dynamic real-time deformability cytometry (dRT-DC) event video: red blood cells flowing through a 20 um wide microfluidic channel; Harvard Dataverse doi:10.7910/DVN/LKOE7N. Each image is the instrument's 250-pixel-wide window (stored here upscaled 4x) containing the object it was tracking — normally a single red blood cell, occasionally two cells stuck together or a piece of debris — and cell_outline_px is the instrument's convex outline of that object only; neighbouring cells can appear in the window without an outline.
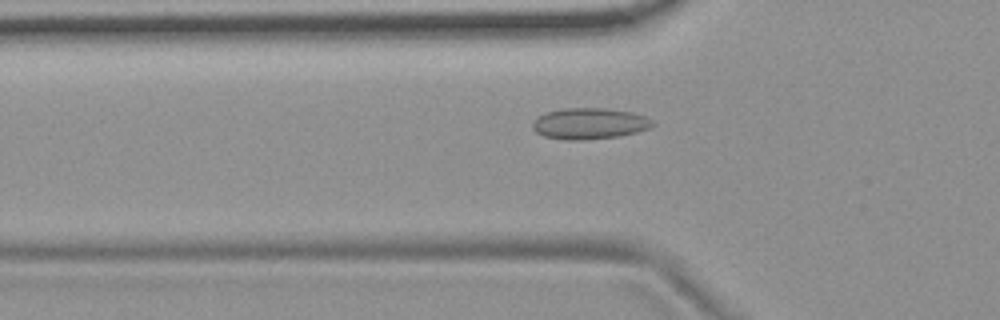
{"species": "common noctule bat (a hibernating species)", "species_latin": "Nyctalus noctula", "temperature_condition": "room temperature", "stored_images_in_passage": 46, "camera_frame_rate_fps": 3000, "um_per_image_px": 0.085, "animal": {"sex": "female", "body_mass_g": 19.9}, "frame": {"image": 1, "passage_image": 16, "time_ms": 5.0, "image_size_px": [1000, 320], "cell_outline_px": [[656, 124], [648, 128], [636, 132], [620, 136], [580, 140], [568, 140], [544, 136], [536, 132], [532, 128], [532, 124], [544, 112], [564, 108], [608, 108], [632, 112], [644, 116], [652, 120]], "centroid_in_image_um": [50.11, 10.49], "position_along_channel_um": 75.7, "area_um2": 21.73}}
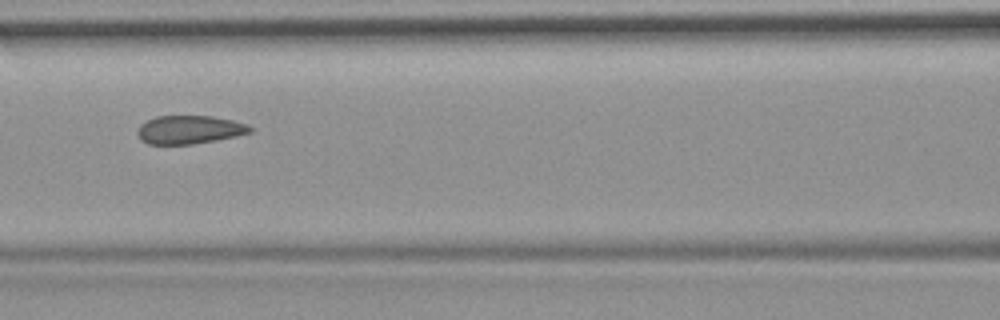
{"frame": {"image": 2, "passage_image": 22, "time_ms": 7.0, "image_size_px": [1000, 320], "cell_outline_px": [[252, 132], [236, 136], [216, 140], [192, 144], [148, 144], [140, 140], [136, 132], [140, 124], [156, 116], [212, 116], [232, 120], [248, 124], [252, 128]], "centroid_in_image_um": [16.09, 11.02], "position_along_channel_um": 150.5, "area_um2": 18.67}}
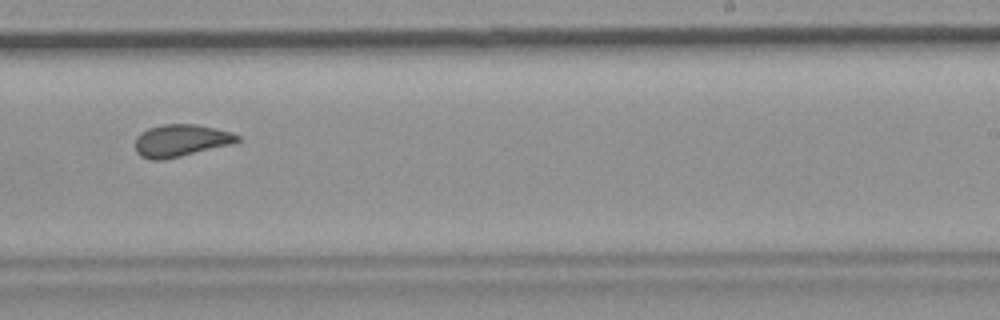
{"frame": {"image": 3, "passage_image": 32, "time_ms": 10.333, "image_size_px": [1000, 320], "cell_outline_px": [[240, 140], [228, 144], [164, 160], [152, 160], [140, 156], [136, 152], [136, 136], [140, 132], [148, 128], [164, 124], [196, 124], [232, 132], [240, 136]], "centroid_in_image_um": [15.32, 11.93], "position_along_channel_um": 273.7, "area_um2": 18.96}, "authors_computed_cell_mechanics": {"area_um2": 19.5653, "velocity_mm_per_s": 3.7077, "shape_relaxation_time_tau1_ms": null, "shape_relaxation_time_tau2_ms": 0.852, "deformation_change_tau1": null, "deformation_change_tau2": 0.0669}}